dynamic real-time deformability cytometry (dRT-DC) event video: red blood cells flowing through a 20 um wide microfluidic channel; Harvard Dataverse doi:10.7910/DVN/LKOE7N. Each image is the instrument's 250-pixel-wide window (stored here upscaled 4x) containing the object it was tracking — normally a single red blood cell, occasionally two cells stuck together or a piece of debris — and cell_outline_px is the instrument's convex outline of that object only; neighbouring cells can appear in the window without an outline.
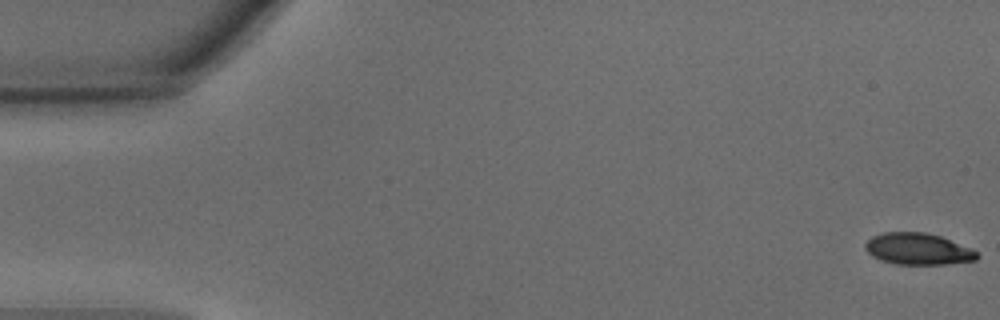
{"species": "common noctule bat (a hibernating species)", "species_latin": "Nyctalus noctula", "temperature_condition": "warm", "stored_images_in_passage": 46, "camera_frame_rate_fps": 3000, "um_per_image_px": 0.085, "animal": {"sex": "male", "body_mass_g": 15.6}, "frame": {"image": 1, "passage_image": 1, "time_ms": 0.0, "image_size_px": [1000, 320], "cell_outline_px": [[980, 256], [976, 260], [944, 264], [896, 264], [880, 260], [872, 256], [864, 248], [864, 244], [872, 236], [884, 232], [924, 232], [940, 236], [972, 248]], "centroid_in_image_um": [78.02, 21.16], "position_along_channel_um": 7.0, "area_um2": 20.58}}
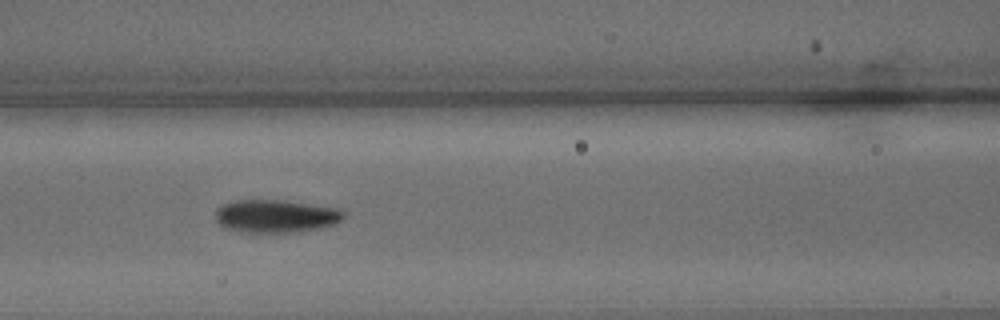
{"frame": {"image": 2, "passage_image": 20, "time_ms": 6.333, "image_size_px": [1000, 320], "cell_outline_px": [[344, 216], [340, 220], [332, 224], [320, 228], [288, 232], [240, 232], [224, 228], [216, 220], [216, 208], [224, 204], [236, 200], [284, 200], [340, 208], [344, 212]], "centroid_in_image_um": [23.42, 18.36], "position_along_channel_um": 143.2, "area_um2": 24.51}}
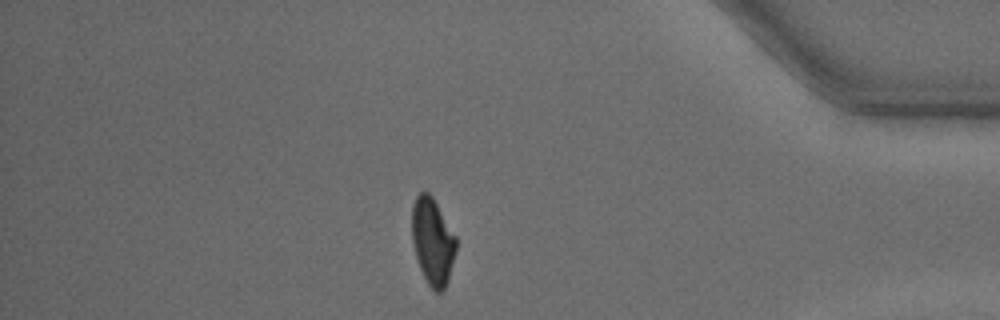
{"frame": {"image": 3, "passage_image": 40, "time_ms": 13.0, "image_size_px": [1000, 320], "cell_outline_px": [[456, 252], [448, 280], [444, 288], [440, 292], [436, 292], [428, 284], [420, 268], [416, 256], [412, 240], [412, 204], [416, 196], [420, 192], [428, 192], [432, 196], [456, 236]], "centroid_in_image_um": [36.77, 20.5], "position_along_channel_um": 398.4, "area_um2": 22.2}, "authors_computed_cell_mechanics": {"area_um2": 23.0911, "velocity_mm_per_s": 4.3744, "shape_relaxation_time_tau1_ms": 2.5209, "shape_relaxation_time_tau2_ms": 1.3431, "deformation_change_tau1": 0.1522, "deformation_change_tau2": 0.0594}}